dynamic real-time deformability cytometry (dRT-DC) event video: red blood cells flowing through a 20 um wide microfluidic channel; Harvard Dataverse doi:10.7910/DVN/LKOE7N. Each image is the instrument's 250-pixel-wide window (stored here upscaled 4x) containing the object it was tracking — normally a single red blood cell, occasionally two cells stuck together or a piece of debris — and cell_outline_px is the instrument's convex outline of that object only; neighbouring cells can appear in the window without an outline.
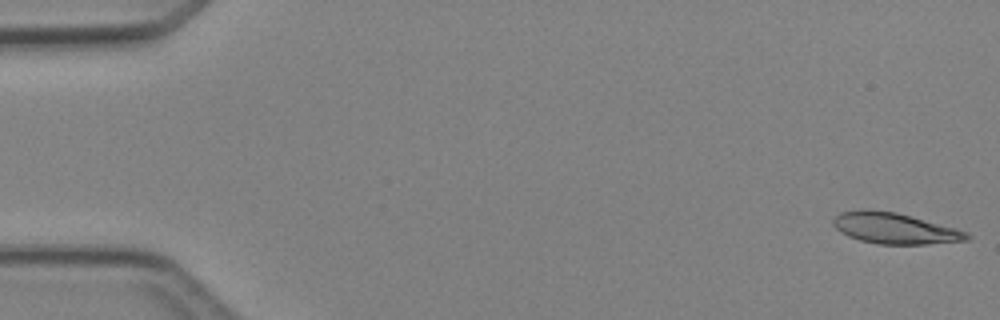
{"species": "Egyptian fruit bat (a non-hibernating species)", "species_latin": "Rousettus aegyptiacus", "temperature_condition": "cold", "stored_images_in_passage": 2, "camera_frame_rate_fps": 3000, "um_per_image_px": 0.085, "animal": {"sex": "female"}, "frame": {"image": 1, "passage_image": 2, "time_ms": 1.333, "image_size_px": [1000, 320], "cell_outline_px": [[972, 236], [968, 240], [928, 244], [876, 244], [860, 240], [848, 236], [840, 232], [832, 224], [832, 220], [840, 212], [864, 208], [896, 212], [912, 216], [956, 228], [968, 232]], "centroid_in_image_um": [76.04, 19.4], "position_along_channel_um": 9.0, "area_um2": 24.33}}